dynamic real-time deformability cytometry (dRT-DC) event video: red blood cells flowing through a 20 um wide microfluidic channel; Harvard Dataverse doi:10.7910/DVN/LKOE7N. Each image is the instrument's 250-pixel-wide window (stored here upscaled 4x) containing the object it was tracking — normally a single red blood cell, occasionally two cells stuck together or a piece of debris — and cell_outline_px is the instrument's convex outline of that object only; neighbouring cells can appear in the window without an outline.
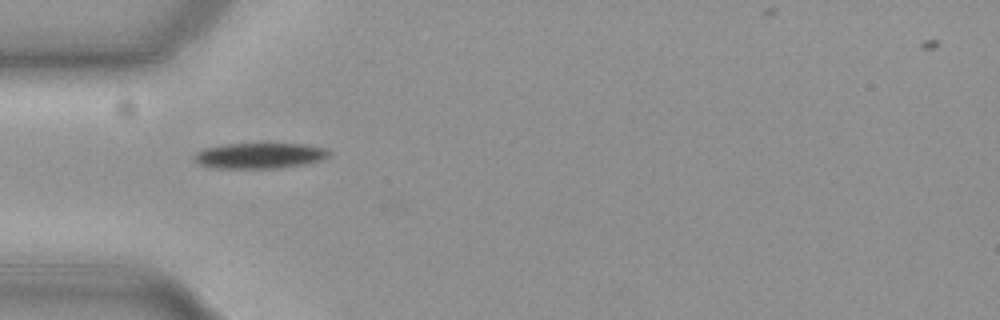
{"species": "common noctule bat (a hibernating species)", "species_latin": "Nyctalus noctula", "temperature_condition": "cold", "stored_images_in_passage": 34, "camera_frame_rate_fps": 3000, "um_per_image_px": 0.085, "animal": {"sex": "female", "body_mass_g": 19.3, "forearm_length_mm": 54.1}, "frame": {"image": 1, "passage_image": 1, "time_ms": 0.0, "image_size_px": [1000, 320], "cell_outline_px": [[328, 156], [304, 164], [276, 168], [212, 168], [200, 164], [192, 156], [196, 152], [204, 148], [224, 144], [304, 144], [324, 148], [328, 152]], "centroid_in_image_um": [21.98, 13.23], "position_along_channel_um": 63.0, "area_um2": 19.77}}
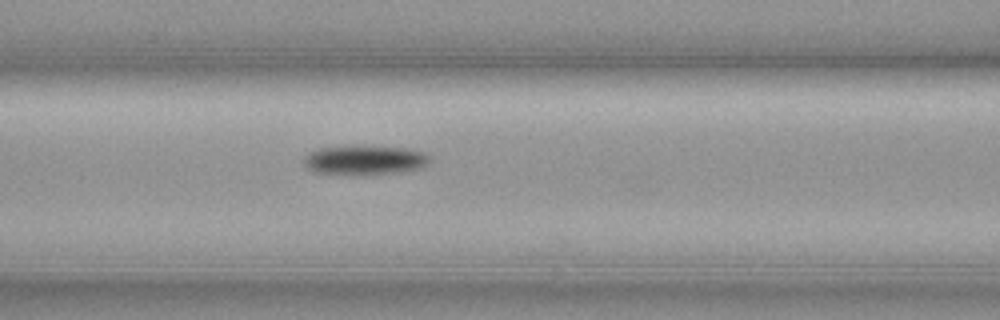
{"frame": {"image": 2, "passage_image": 7, "time_ms": 2.0, "image_size_px": [1000, 320], "cell_outline_px": [[432, 164], [424, 168], [400, 172], [352, 176], [312, 172], [304, 164], [304, 156], [308, 152], [320, 148], [404, 148], [424, 152], [432, 156]], "centroid_in_image_um": [31.06, 13.67], "position_along_channel_um": 135.5, "area_um2": 21.56}}
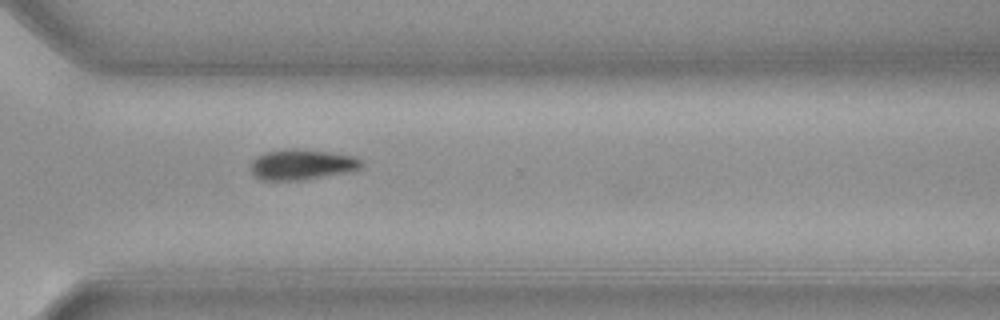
{"frame": {"image": 3, "passage_image": 24, "time_ms": 7.667, "image_size_px": [1000, 320], "cell_outline_px": [[364, 164], [360, 168], [344, 172], [304, 180], [260, 180], [248, 168], [252, 160], [256, 156], [264, 152], [284, 148], [296, 148], [332, 152], [352, 156], [360, 160]], "centroid_in_image_um": [25.58, 13.97], "position_along_channel_um": 345.0, "area_um2": 19.83}, "authors_computed_cell_mechanics": {"area_um2": 20.8369, "velocity_mm_per_s": 3.709, "shape_relaxation_time_tau1_ms": 6.9772, "shape_relaxation_time_tau2_ms": null, "deformation_change_tau1": 0.1524, "deformation_change_tau2": null}}